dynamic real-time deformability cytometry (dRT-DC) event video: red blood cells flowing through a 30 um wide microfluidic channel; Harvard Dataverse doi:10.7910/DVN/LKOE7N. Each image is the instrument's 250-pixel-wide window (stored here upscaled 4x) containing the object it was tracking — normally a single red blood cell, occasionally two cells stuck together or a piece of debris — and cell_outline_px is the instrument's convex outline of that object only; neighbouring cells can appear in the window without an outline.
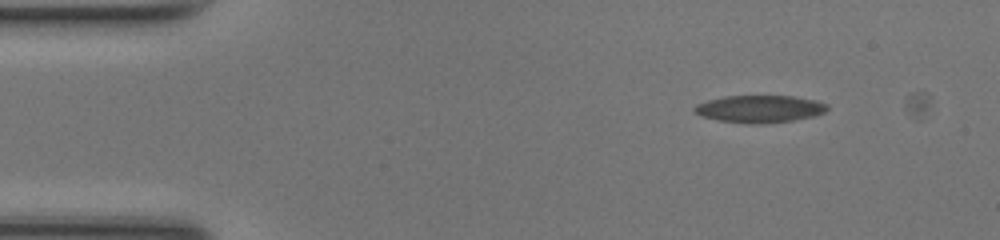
{"species": "common noctule bat (a hibernating species)", "species_latin": "Nyctalus noctula", "temperature_condition": "room temperature", "stored_images_in_passage": 10, "camera_frame_rate_fps": 3000, "um_per_image_px": 0.085, "animal": {"sex": "female", "body_mass_g": 17.0, "forearm_length_mm": 48.0}, "frame": {"image": 1, "passage_image": 1, "time_ms": 0.0, "image_size_px": [1000, 240], "cell_outline_px": [[828, 108], [824, 112], [816, 116], [792, 120], [756, 124], [752, 124], [716, 120], [700, 116], [692, 108], [696, 104], [708, 100], [724, 96], [792, 96], [816, 100], [828, 104]], "centroid_in_image_um": [64.56, 9.25], "position_along_channel_um": 20.4, "area_um2": 21.15}}
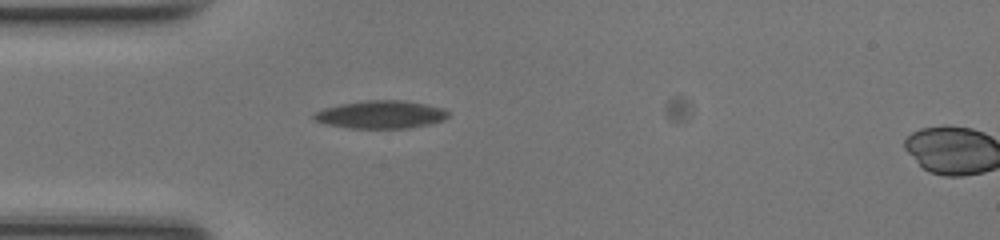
{"frame": {"image": 2, "passage_image": 9, "time_ms": 2.667, "image_size_px": [1000, 240], "cell_outline_px": [[448, 116], [444, 120], [428, 124], [408, 128], [348, 128], [328, 124], [312, 120], [312, 116], [316, 112], [324, 108], [340, 104], [364, 100], [404, 100], [444, 108], [448, 112]], "centroid_in_image_um": [32.35, 9.73], "position_along_channel_um": 52.6, "area_um2": 21.79}}